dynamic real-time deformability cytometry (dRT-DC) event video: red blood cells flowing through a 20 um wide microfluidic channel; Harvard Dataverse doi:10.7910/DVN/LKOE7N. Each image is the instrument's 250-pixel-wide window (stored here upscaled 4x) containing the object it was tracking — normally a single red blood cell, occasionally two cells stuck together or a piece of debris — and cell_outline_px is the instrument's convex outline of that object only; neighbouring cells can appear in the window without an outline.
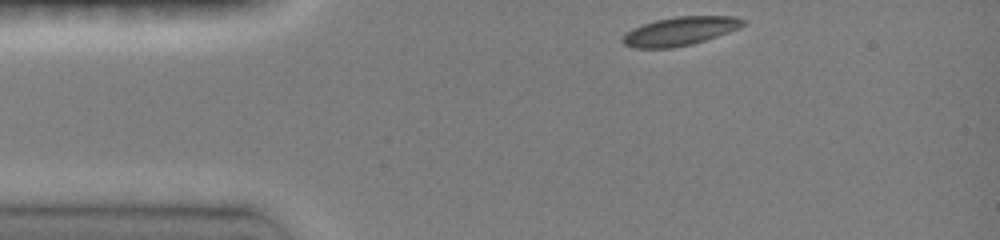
{"species": "common noctule bat (a hibernating species)", "species_latin": "Nyctalus noctula", "temperature_condition": "room temperature", "stored_images_in_passage": 35, "camera_frame_rate_fps": 3000, "um_per_image_px": 0.085, "animal": {"sex": "female", "body_mass_g": 19.0, "forearm_length_mm": 51.5}, "frame": {"image": 1, "passage_image": 1, "time_ms": 0.0, "image_size_px": [1000, 240], "cell_outline_px": [[748, 20], [740, 28], [692, 44], [672, 48], [632, 48], [624, 44], [620, 40], [624, 32], [632, 28], [656, 20], [676, 16], [732, 16]], "centroid_in_image_um": [57.76, 2.65], "position_along_channel_um": 27.2, "area_um2": 20.17}}
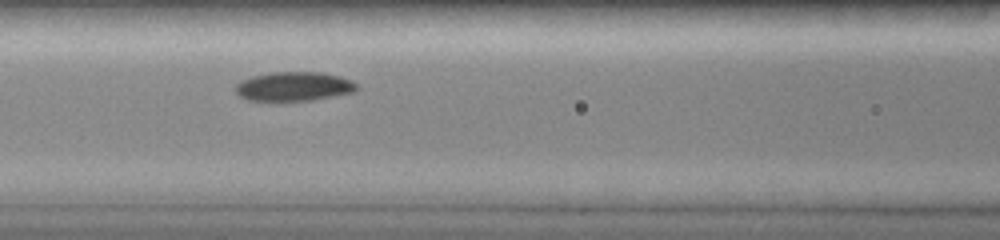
{"frame": {"image": 2, "passage_image": 13, "time_ms": 4.0, "image_size_px": [1000, 240], "cell_outline_px": [[360, 88], [356, 92], [312, 100], [248, 100], [240, 96], [236, 92], [236, 84], [240, 80], [252, 76], [272, 72], [320, 72], [340, 76], [352, 80]], "centroid_in_image_um": [25.02, 7.34], "position_along_channel_um": 141.6, "area_um2": 20.63}}
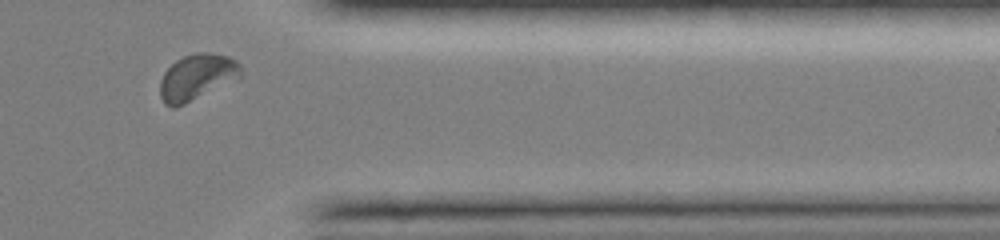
{"frame": {"image": 3, "passage_image": 32, "time_ms": 10.333, "image_size_px": [1000, 240], "cell_outline_px": [[244, 76], [240, 80], [184, 104], [172, 108], [164, 104], [160, 96], [160, 80], [164, 72], [176, 60], [184, 56], [196, 52], [208, 52], [228, 56], [236, 60], [240, 64], [244, 72]], "centroid_in_image_um": [16.81, 6.56], "position_along_channel_um": 394.6, "area_um2": 22.31}, "authors_computed_cell_mechanics": {"area_um2": 20.5768, "velocity_mm_per_s": 4.0383, "shape_relaxation_time_tau1_ms": 1.8397, "shape_relaxation_time_tau2_ms": null, "deformation_change_tau1": 0.0588, "deformation_change_tau2": null}}